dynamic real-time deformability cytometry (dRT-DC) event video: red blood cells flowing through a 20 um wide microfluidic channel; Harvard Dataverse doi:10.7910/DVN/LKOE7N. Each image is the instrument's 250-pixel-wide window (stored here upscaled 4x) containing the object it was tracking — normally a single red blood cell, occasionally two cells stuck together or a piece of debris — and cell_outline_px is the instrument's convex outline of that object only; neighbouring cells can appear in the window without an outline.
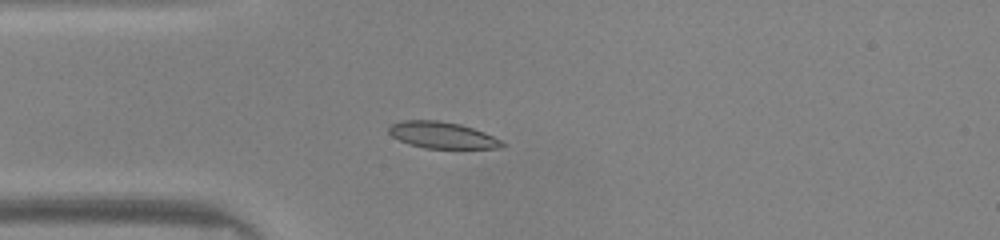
{"species": "common noctule bat (a hibernating species)", "species_latin": "Nyctalus noctula", "temperature_condition": "warm", "stored_images_in_passage": 48, "camera_frame_rate_fps": 3000, "um_per_image_px": 0.085, "animal": {"sex": "male", "body_mass_g": 20.0, "forearm_length_mm": 53.3}, "frame": {"image": 1, "passage_image": 12, "time_ms": 3.667, "image_size_px": [1000, 240], "cell_outline_px": [[508, 144], [500, 148], [424, 148], [408, 144], [392, 136], [388, 132], [388, 124], [400, 120], [436, 120], [460, 124], [484, 132]], "centroid_in_image_um": [37.54, 11.48], "position_along_channel_um": 47.5, "area_um2": 17.57}}
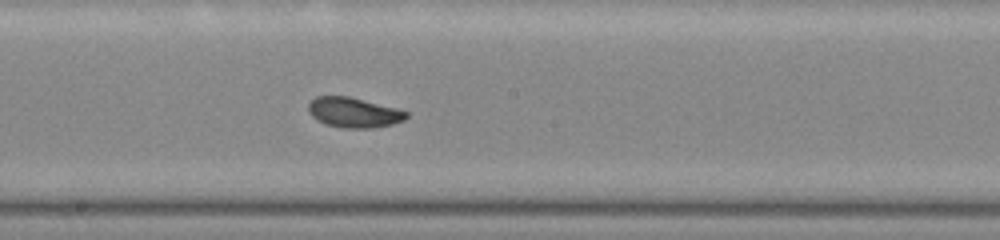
{"frame": {"image": 2, "passage_image": 25, "time_ms": 8.0, "image_size_px": [1000, 240], "cell_outline_px": [[408, 116], [404, 120], [392, 124], [372, 128], [344, 128], [324, 124], [312, 116], [308, 112], [308, 104], [316, 96], [348, 96], [396, 108], [408, 112]], "centroid_in_image_um": [30.05, 9.56], "position_along_channel_um": 218.1, "area_um2": 17.11}}
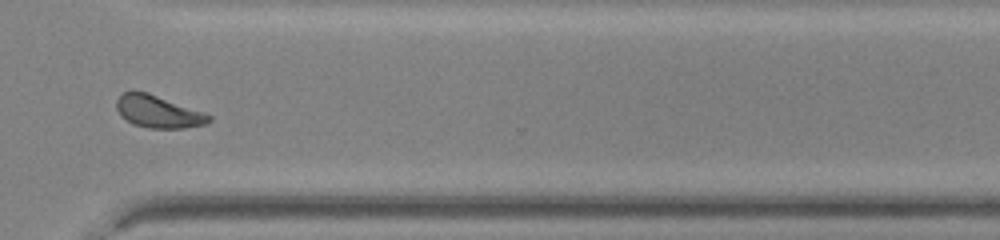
{"frame": {"image": 3, "passage_image": 35, "time_ms": 11.333, "image_size_px": [1000, 240], "cell_outline_px": [[212, 120], [208, 124], [184, 128], [148, 128], [132, 124], [120, 116], [116, 108], [116, 100], [124, 92], [148, 92], [204, 112], [212, 116]], "centroid_in_image_um": [13.46, 9.51], "position_along_channel_um": 357.1, "area_um2": 17.51}, "authors_computed_cell_mechanics": {"area_um2": 17.4556, "velocity_mm_per_s": 4.1541, "shape_relaxation_time_tau1_ms": 3.1494, "shape_relaxation_time_tau2_ms": 1.442, "deformation_change_tau1": 0.114, "deformation_change_tau2": 0.0548}}